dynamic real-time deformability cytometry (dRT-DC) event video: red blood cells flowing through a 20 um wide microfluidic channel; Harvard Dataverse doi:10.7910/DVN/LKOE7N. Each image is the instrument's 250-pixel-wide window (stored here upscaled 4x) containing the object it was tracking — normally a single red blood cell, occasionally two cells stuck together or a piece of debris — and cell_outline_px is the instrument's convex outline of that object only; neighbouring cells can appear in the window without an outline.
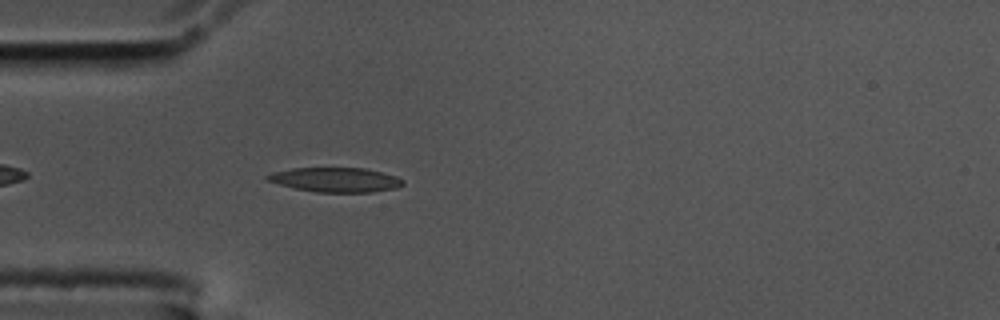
{"species": "common noctule bat (a hibernating species)", "species_latin": "Nyctalus noctula", "temperature_condition": "cold", "stored_images_in_passage": 45, "camera_frame_rate_fps": 3000, "um_per_image_px": 0.085, "animal": {"sex": "male", "body_mass_g": 17.5, "forearm_length_mm": 52.3}, "frame": {"image": 1, "passage_image": 5, "time_ms": 1.333, "image_size_px": [1000, 320], "cell_outline_px": [[404, 184], [396, 188], [372, 192], [316, 192], [296, 188], [280, 184], [268, 180], [264, 176], [272, 172], [292, 168], [364, 168], [396, 176], [404, 180]], "centroid_in_image_um": [28.54, 15.28], "position_along_channel_um": 56.5, "area_um2": 19.19}}
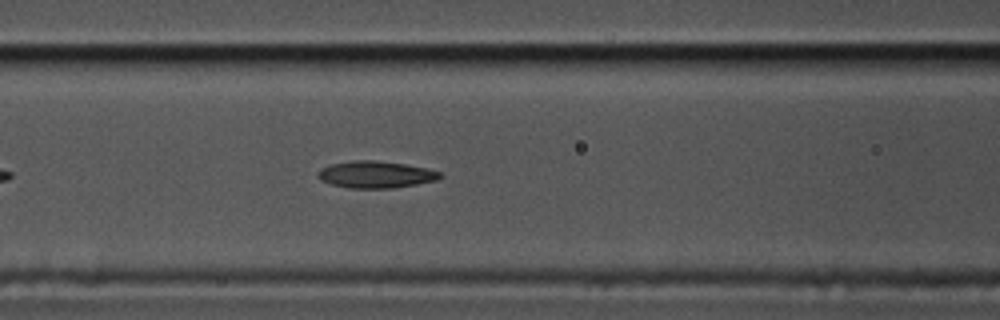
{"frame": {"image": 2, "passage_image": 12, "time_ms": 3.667, "image_size_px": [1000, 320], "cell_outline_px": [[444, 176], [436, 180], [416, 184], [392, 188], [348, 188], [332, 184], [320, 180], [316, 176], [324, 168], [332, 164], [352, 160], [376, 160], [404, 164], [424, 168], [440, 172]], "centroid_in_image_um": [31.94, 14.84], "position_along_channel_um": 134.7, "area_um2": 18.9}}
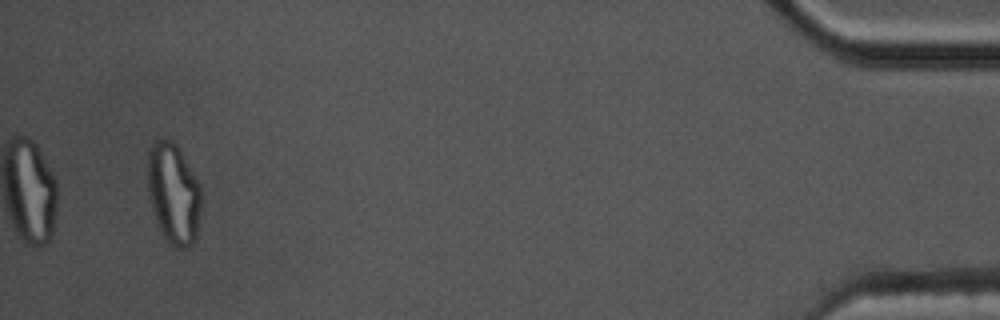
{"frame": {"image": 3, "passage_image": 43, "time_ms": 14.0, "image_size_px": [1000, 320], "cell_outline_px": [[200, 208], [196, 240], [188, 248], [176, 248], [164, 236], [156, 224], [148, 196], [148, 148], [156, 140], [172, 140], [176, 144], [200, 184]], "centroid_in_image_um": [14.73, 16.47], "position_along_channel_um": 420.5, "area_um2": 31.44}, "authors_computed_cell_mechanics": {"area_um2": 19.2474, "velocity_mm_per_s": 3.5275, "shape_relaxation_time_tau1_ms": null, "shape_relaxation_time_tau2_ms": 2.7454, "deformation_change_tau1": null, "deformation_change_tau2": 0.1016}}